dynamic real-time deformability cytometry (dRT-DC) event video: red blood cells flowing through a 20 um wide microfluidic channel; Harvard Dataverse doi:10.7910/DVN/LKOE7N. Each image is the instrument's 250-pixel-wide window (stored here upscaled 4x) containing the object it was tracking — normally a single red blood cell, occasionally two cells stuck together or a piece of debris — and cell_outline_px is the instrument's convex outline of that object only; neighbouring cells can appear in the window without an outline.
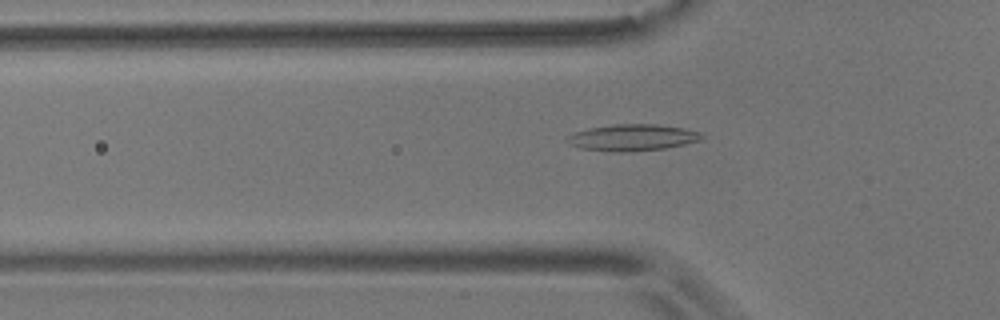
{"species": "common noctule bat (a hibernating species)", "species_latin": "Nyctalus noctula", "temperature_condition": "room temperature", "stored_images_in_passage": 43, "camera_frame_rate_fps": 3000, "um_per_image_px": 0.085, "animal": {"sex": "male", "body_mass_g": 17.9}, "frame": {"image": 1, "passage_image": 7, "time_ms": 2.0, "image_size_px": [1000, 320], "cell_outline_px": [[704, 136], [700, 140], [684, 144], [664, 148], [628, 152], [616, 152], [580, 148], [568, 144], [564, 140], [572, 132], [588, 128], [616, 124], [656, 124], [684, 128], [700, 132]], "centroid_in_image_um": [53.71, 11.69], "position_along_channel_um": 72.1, "area_um2": 20.87}}
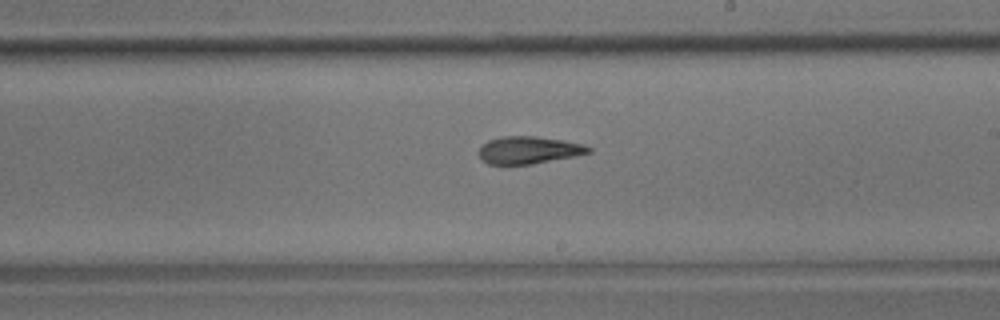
{"frame": {"image": 2, "passage_image": 21, "time_ms": 6.667, "image_size_px": [1000, 320], "cell_outline_px": [[592, 152], [576, 156], [532, 164], [488, 164], [480, 160], [480, 148], [488, 140], [500, 136], [536, 136], [584, 144], [592, 148]], "centroid_in_image_um": [44.95, 12.76], "position_along_channel_um": 244.0, "area_um2": 17.51}}
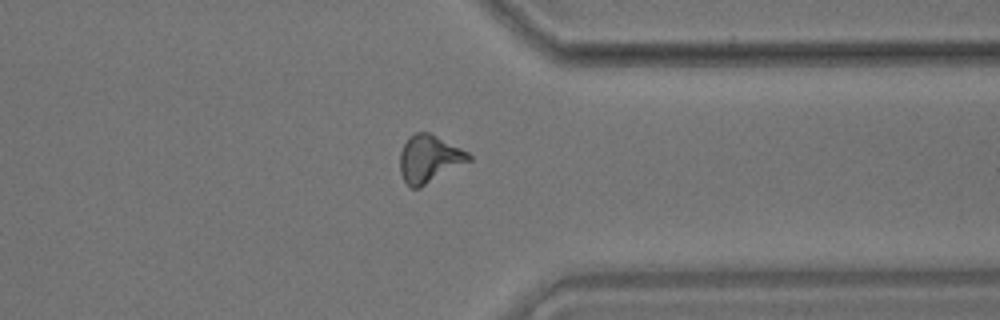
{"frame": {"image": 3, "passage_image": 32, "time_ms": 10.333, "image_size_px": [1000, 320], "cell_outline_px": [[472, 160], [420, 188], [412, 188], [404, 180], [400, 172], [400, 152], [408, 136], [416, 132], [428, 132], [468, 152], [472, 156]], "centroid_in_image_um": [36.48, 13.5], "position_along_channel_um": 374.9, "area_um2": 18.96}, "authors_computed_cell_mechanics": {"area_um2": 17.918, "velocity_mm_per_s": 3.673, "shape_relaxation_time_tau1_ms": null, "shape_relaxation_time_tau2_ms": 3.9434, "deformation_change_tau1": null, "deformation_change_tau2": 0.1431}}